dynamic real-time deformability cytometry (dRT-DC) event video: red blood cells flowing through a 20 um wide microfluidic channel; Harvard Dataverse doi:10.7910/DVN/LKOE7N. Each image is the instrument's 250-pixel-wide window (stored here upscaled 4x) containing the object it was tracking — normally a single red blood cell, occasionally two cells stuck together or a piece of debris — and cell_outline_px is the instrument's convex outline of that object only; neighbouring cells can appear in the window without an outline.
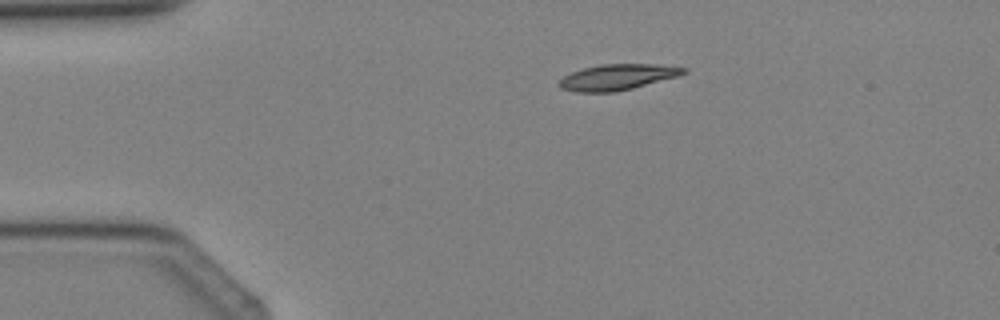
{"species": "Egyptian fruit bat (a non-hibernating species)", "species_latin": "Rousettus aegyptiacus", "temperature_condition": "cold", "stored_images_in_passage": 2, "camera_frame_rate_fps": 3000, "um_per_image_px": 0.085, "animal": {"sex": "female"}, "frame": {"image": 1, "passage_image": 1, "time_ms": 0.0, "image_size_px": [1000, 320], "cell_outline_px": [[688, 72], [680, 76], [616, 92], [576, 92], [560, 88], [556, 84], [564, 76], [572, 72], [584, 68], [600, 64], [656, 64], [688, 68]], "centroid_in_image_um": [52.5, 6.55], "position_along_channel_um": 32.5, "area_um2": 18.84}}